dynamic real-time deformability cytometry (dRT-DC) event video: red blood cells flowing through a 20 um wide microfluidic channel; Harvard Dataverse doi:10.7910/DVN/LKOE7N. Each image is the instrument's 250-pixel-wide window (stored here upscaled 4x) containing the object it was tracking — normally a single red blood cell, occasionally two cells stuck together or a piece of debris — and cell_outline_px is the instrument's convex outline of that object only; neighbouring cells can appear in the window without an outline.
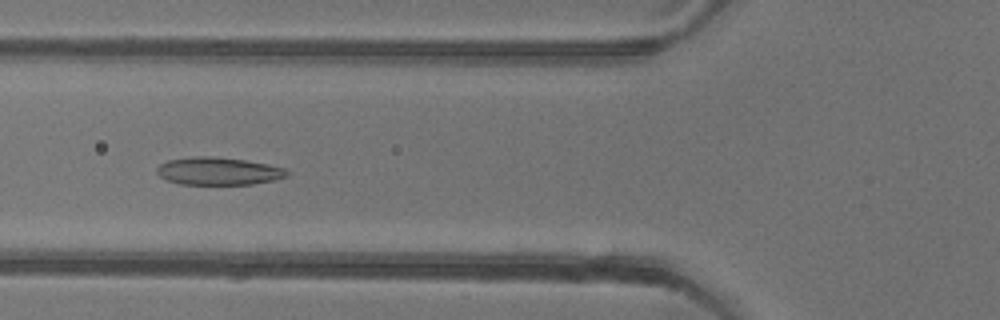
{"species": "common noctule bat (a hibernating species)", "species_latin": "Nyctalus noctula", "temperature_condition": "warm", "stored_images_in_passage": 39, "camera_frame_rate_fps": 3000, "um_per_image_px": 0.085, "animal": {"sex": "female"}, "frame": {"image": 1, "passage_image": 6, "time_ms": 1.667, "image_size_px": [1000, 320], "cell_outline_px": [[288, 176], [276, 180], [252, 184], [180, 184], [164, 180], [156, 172], [156, 168], [160, 164], [168, 160], [192, 156], [208, 156], [244, 160], [268, 164], [284, 168], [288, 172]], "centroid_in_image_um": [18.54, 14.55], "position_along_channel_um": 107.3, "area_um2": 21.04}}
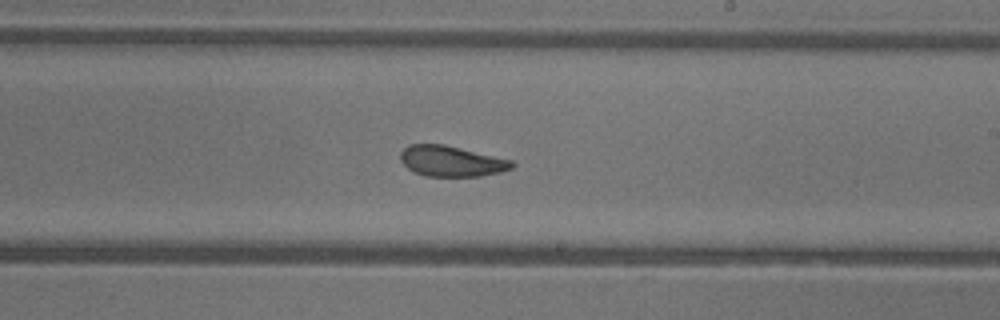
{"frame": {"image": 2, "passage_image": 17, "time_ms": 5.333, "image_size_px": [1000, 320], "cell_outline_px": [[516, 164], [512, 168], [500, 172], [480, 176], [424, 176], [408, 168], [400, 160], [400, 152], [408, 144], [444, 144], [512, 160]], "centroid_in_image_um": [38.36, 13.69], "position_along_channel_um": 250.6, "area_um2": 19.88}}
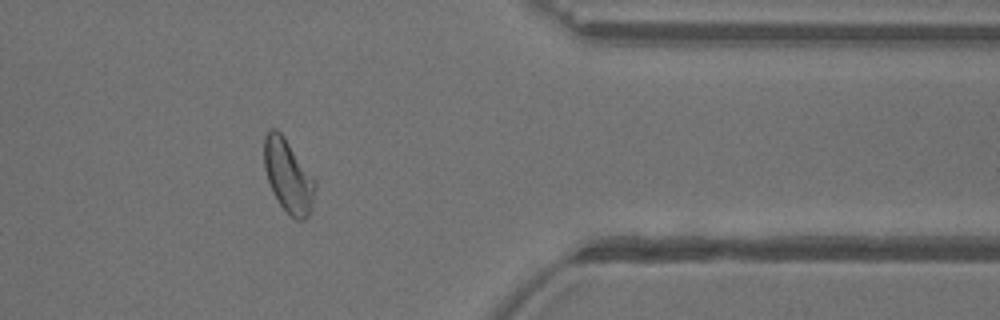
{"frame": {"image": 3, "passage_image": 29, "time_ms": 9.333, "image_size_px": [1000, 320], "cell_outline_px": [[316, 188], [312, 208], [308, 216], [304, 220], [296, 220], [280, 204], [272, 192], [264, 168], [264, 136], [268, 128], [276, 128], [284, 136], [316, 180]], "centroid_in_image_um": [24.5, 14.93], "position_along_channel_um": 386.9, "area_um2": 21.85}, "authors_computed_cell_mechanics": {"area_um2": 21.1548, "velocity_mm_per_s": 3.9097, "shape_relaxation_time_tau1_ms": 5.73, "shape_relaxation_time_tau2_ms": 1.8511, "deformation_change_tau1": 0.143, "deformation_change_tau2": 0.0691}}